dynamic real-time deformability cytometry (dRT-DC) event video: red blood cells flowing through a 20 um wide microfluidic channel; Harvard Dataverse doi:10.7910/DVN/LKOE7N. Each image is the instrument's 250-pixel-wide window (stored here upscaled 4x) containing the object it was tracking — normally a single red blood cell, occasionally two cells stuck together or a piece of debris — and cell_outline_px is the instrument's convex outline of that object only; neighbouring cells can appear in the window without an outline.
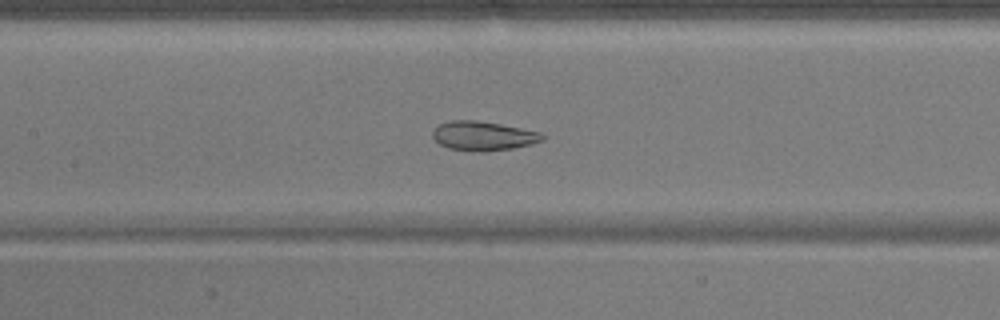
{"species": "common noctule bat (a hibernating species)", "species_latin": "Nyctalus noctula", "temperature_condition": "warm", "stored_images_in_passage": 44, "camera_frame_rate_fps": 3000, "um_per_image_px": 0.085, "animal": {"sex": "male", "body_mass_g": 17.9}, "frame": {"image": 1, "passage_image": 16, "time_ms": 5.0, "image_size_px": [1000, 320], "cell_outline_px": [[544, 140], [532, 144], [512, 148], [480, 152], [472, 152], [448, 148], [440, 144], [432, 136], [432, 132], [440, 124], [452, 120], [476, 120], [500, 124], [540, 132], [544, 136]], "centroid_in_image_um": [41.07, 11.56], "position_along_channel_um": 166.3, "area_um2": 18.61}}
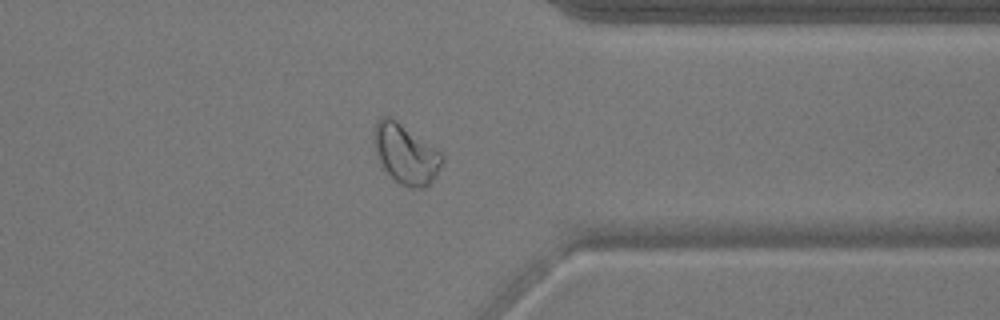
{"frame": {"image": 2, "passage_image": 33, "time_ms": 10.667, "image_size_px": [1000, 320], "cell_outline_px": [[444, 160], [436, 176], [424, 188], [412, 188], [400, 184], [380, 164], [376, 156], [372, 136], [376, 124], [380, 116], [388, 116], [396, 120], [440, 152], [444, 156]], "centroid_in_image_um": [34.46, 13.09], "position_along_channel_um": 376.9, "area_um2": 23.47}}
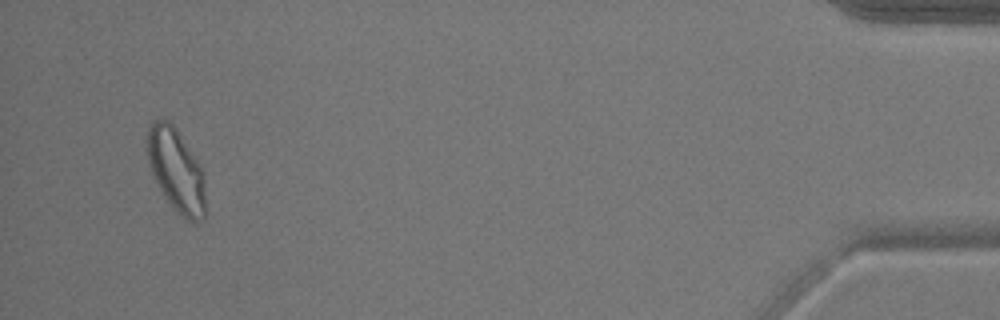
{"frame": {"image": 3, "passage_image": 42, "time_ms": 13.667, "image_size_px": [1000, 320], "cell_outline_px": [[204, 216], [200, 220], [188, 220], [176, 212], [160, 188], [148, 164], [144, 140], [148, 124], [152, 120], [168, 120], [176, 128], [200, 164], [204, 172]], "centroid_in_image_um": [14.92, 14.38], "position_along_channel_um": 420.3, "area_um2": 28.32}, "authors_computed_cell_mechanics": {"area_um2": 21.9351, "velocity_mm_per_s": 3.8291, "shape_relaxation_time_tau1_ms": 6.8608, "shape_relaxation_time_tau2_ms": 1.0006, "deformation_change_tau1": 0.1405, "deformation_change_tau2": 0.0778}}